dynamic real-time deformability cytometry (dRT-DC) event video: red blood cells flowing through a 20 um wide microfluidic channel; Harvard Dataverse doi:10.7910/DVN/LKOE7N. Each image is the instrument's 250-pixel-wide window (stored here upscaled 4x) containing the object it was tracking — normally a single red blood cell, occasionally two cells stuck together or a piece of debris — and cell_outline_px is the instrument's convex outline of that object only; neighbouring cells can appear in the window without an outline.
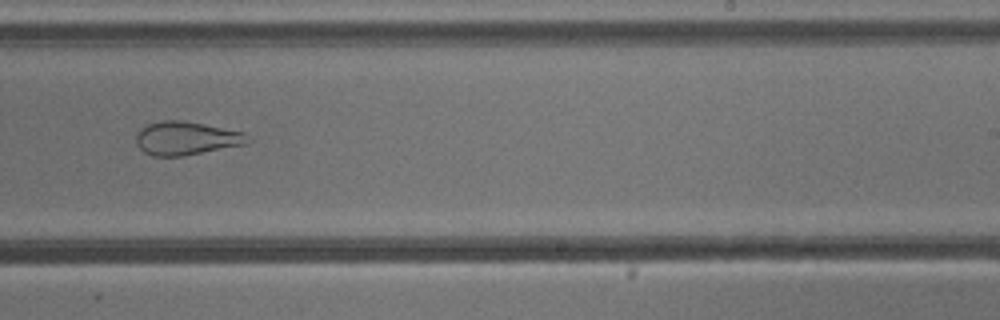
{"species": "common noctule bat (a hibernating species)", "species_latin": "Nyctalus noctula", "temperature_condition": "cold", "stored_images_in_passage": 30, "camera_frame_rate_fps": 3000, "um_per_image_px": 0.085, "animal": {"sex": "male", "body_mass_g": 13.3}, "frame": {"image": 1, "passage_image": 18, "time_ms": 5.667, "image_size_px": [1000, 320], "cell_outline_px": [[252, 140], [244, 144], [184, 156], [152, 156], [144, 152], [140, 148], [136, 140], [136, 132], [140, 128], [148, 124], [160, 120], [184, 120], [244, 132]], "centroid_in_image_um": [15.81, 11.74], "position_along_channel_um": 273.2, "area_um2": 21.79}, "authors_computed_cell_mechanics": {"area_um2": 22.7732, "velocity_mm_per_s": 3.836, "shape_relaxation_time_tau1_ms": null, "shape_relaxation_time_tau2_ms": 2.3335, "deformation_change_tau1": null, "deformation_change_tau2": 0.1119}}